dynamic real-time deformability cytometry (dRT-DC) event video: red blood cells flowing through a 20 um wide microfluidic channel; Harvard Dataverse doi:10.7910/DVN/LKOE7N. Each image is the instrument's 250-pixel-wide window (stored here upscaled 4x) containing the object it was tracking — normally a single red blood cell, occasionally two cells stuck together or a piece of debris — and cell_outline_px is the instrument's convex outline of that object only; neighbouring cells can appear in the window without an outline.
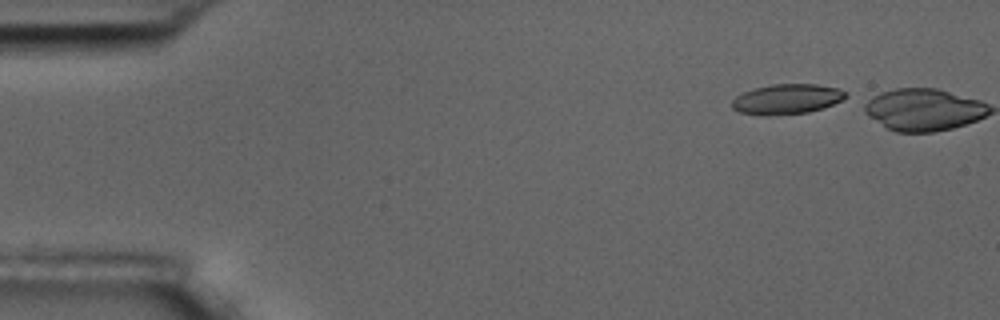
{"species": "common noctule bat (a hibernating species)", "species_latin": "Nyctalus noctula", "temperature_condition": "room temperature", "stored_images_in_passage": 2, "camera_frame_rate_fps": 3000, "um_per_image_px": 0.085, "animal": {"sex": "male", "body_mass_g": 17.5, "forearm_length_mm": 52.3}, "frame": {"image": 1, "passage_image": 1, "time_ms": 0.0, "image_size_px": [1000, 320], "cell_outline_px": [[848, 96], [832, 104], [808, 112], [768, 116], [740, 112], [732, 108], [732, 100], [736, 96], [752, 88], [772, 84], [816, 84], [840, 88], [848, 92]], "centroid_in_image_um": [66.88, 8.41], "position_along_channel_um": 18.1, "area_um2": 19.94}}